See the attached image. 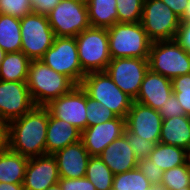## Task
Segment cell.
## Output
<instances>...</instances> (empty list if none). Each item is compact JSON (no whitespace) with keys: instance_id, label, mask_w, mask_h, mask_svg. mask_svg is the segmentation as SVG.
Instances as JSON below:
<instances>
[{"instance_id":"30","label":"cell","mask_w":190,"mask_h":190,"mask_svg":"<svg viewBox=\"0 0 190 190\" xmlns=\"http://www.w3.org/2000/svg\"><path fill=\"white\" fill-rule=\"evenodd\" d=\"M144 0H116L118 23L141 22Z\"/></svg>"},{"instance_id":"42","label":"cell","mask_w":190,"mask_h":190,"mask_svg":"<svg viewBox=\"0 0 190 190\" xmlns=\"http://www.w3.org/2000/svg\"><path fill=\"white\" fill-rule=\"evenodd\" d=\"M0 190H24V188L22 184L0 182Z\"/></svg>"},{"instance_id":"32","label":"cell","mask_w":190,"mask_h":190,"mask_svg":"<svg viewBox=\"0 0 190 190\" xmlns=\"http://www.w3.org/2000/svg\"><path fill=\"white\" fill-rule=\"evenodd\" d=\"M173 93L185 115L190 116V73L172 79Z\"/></svg>"},{"instance_id":"5","label":"cell","mask_w":190,"mask_h":190,"mask_svg":"<svg viewBox=\"0 0 190 190\" xmlns=\"http://www.w3.org/2000/svg\"><path fill=\"white\" fill-rule=\"evenodd\" d=\"M75 39L83 72H104L111 60L108 30L90 26Z\"/></svg>"},{"instance_id":"48","label":"cell","mask_w":190,"mask_h":190,"mask_svg":"<svg viewBox=\"0 0 190 190\" xmlns=\"http://www.w3.org/2000/svg\"><path fill=\"white\" fill-rule=\"evenodd\" d=\"M187 160H188L189 165H190V149L187 151Z\"/></svg>"},{"instance_id":"10","label":"cell","mask_w":190,"mask_h":190,"mask_svg":"<svg viewBox=\"0 0 190 190\" xmlns=\"http://www.w3.org/2000/svg\"><path fill=\"white\" fill-rule=\"evenodd\" d=\"M47 18L55 37H76L91 26L87 6L71 0H61Z\"/></svg>"},{"instance_id":"36","label":"cell","mask_w":190,"mask_h":190,"mask_svg":"<svg viewBox=\"0 0 190 190\" xmlns=\"http://www.w3.org/2000/svg\"><path fill=\"white\" fill-rule=\"evenodd\" d=\"M158 111L163 120L185 115V112L180 103L177 101L174 93L170 95L166 103L162 105L161 109H159Z\"/></svg>"},{"instance_id":"4","label":"cell","mask_w":190,"mask_h":190,"mask_svg":"<svg viewBox=\"0 0 190 190\" xmlns=\"http://www.w3.org/2000/svg\"><path fill=\"white\" fill-rule=\"evenodd\" d=\"M80 86L88 97L106 106L118 117L126 119L134 100L125 94L105 71L86 74Z\"/></svg>"},{"instance_id":"41","label":"cell","mask_w":190,"mask_h":190,"mask_svg":"<svg viewBox=\"0 0 190 190\" xmlns=\"http://www.w3.org/2000/svg\"><path fill=\"white\" fill-rule=\"evenodd\" d=\"M8 148V123L0 121V153Z\"/></svg>"},{"instance_id":"21","label":"cell","mask_w":190,"mask_h":190,"mask_svg":"<svg viewBox=\"0 0 190 190\" xmlns=\"http://www.w3.org/2000/svg\"><path fill=\"white\" fill-rule=\"evenodd\" d=\"M159 142L182 147L188 151L190 149V116L164 119Z\"/></svg>"},{"instance_id":"39","label":"cell","mask_w":190,"mask_h":190,"mask_svg":"<svg viewBox=\"0 0 190 190\" xmlns=\"http://www.w3.org/2000/svg\"><path fill=\"white\" fill-rule=\"evenodd\" d=\"M61 0H31L33 13L47 15L49 14Z\"/></svg>"},{"instance_id":"2","label":"cell","mask_w":190,"mask_h":190,"mask_svg":"<svg viewBox=\"0 0 190 190\" xmlns=\"http://www.w3.org/2000/svg\"><path fill=\"white\" fill-rule=\"evenodd\" d=\"M27 86L35 105L46 106L53 99L69 93L76 84L41 60H31Z\"/></svg>"},{"instance_id":"47","label":"cell","mask_w":190,"mask_h":190,"mask_svg":"<svg viewBox=\"0 0 190 190\" xmlns=\"http://www.w3.org/2000/svg\"><path fill=\"white\" fill-rule=\"evenodd\" d=\"M71 1H74V2H77L80 4H84V5H87V3L89 2V0H71Z\"/></svg>"},{"instance_id":"27","label":"cell","mask_w":190,"mask_h":190,"mask_svg":"<svg viewBox=\"0 0 190 190\" xmlns=\"http://www.w3.org/2000/svg\"><path fill=\"white\" fill-rule=\"evenodd\" d=\"M85 177L92 182L96 190H112L114 174L99 156L90 157Z\"/></svg>"},{"instance_id":"8","label":"cell","mask_w":190,"mask_h":190,"mask_svg":"<svg viewBox=\"0 0 190 190\" xmlns=\"http://www.w3.org/2000/svg\"><path fill=\"white\" fill-rule=\"evenodd\" d=\"M152 42L173 40L180 18L161 0H144L141 22Z\"/></svg>"},{"instance_id":"18","label":"cell","mask_w":190,"mask_h":190,"mask_svg":"<svg viewBox=\"0 0 190 190\" xmlns=\"http://www.w3.org/2000/svg\"><path fill=\"white\" fill-rule=\"evenodd\" d=\"M53 156L57 162L60 178L74 179L85 177L91 156L81 140L58 150Z\"/></svg>"},{"instance_id":"26","label":"cell","mask_w":190,"mask_h":190,"mask_svg":"<svg viewBox=\"0 0 190 190\" xmlns=\"http://www.w3.org/2000/svg\"><path fill=\"white\" fill-rule=\"evenodd\" d=\"M20 19L0 14V47L6 52L21 51Z\"/></svg>"},{"instance_id":"28","label":"cell","mask_w":190,"mask_h":190,"mask_svg":"<svg viewBox=\"0 0 190 190\" xmlns=\"http://www.w3.org/2000/svg\"><path fill=\"white\" fill-rule=\"evenodd\" d=\"M151 183L138 167L114 175L112 190H148Z\"/></svg>"},{"instance_id":"19","label":"cell","mask_w":190,"mask_h":190,"mask_svg":"<svg viewBox=\"0 0 190 190\" xmlns=\"http://www.w3.org/2000/svg\"><path fill=\"white\" fill-rule=\"evenodd\" d=\"M99 157L114 175L128 172L138 165V159L125 134L109 144Z\"/></svg>"},{"instance_id":"35","label":"cell","mask_w":190,"mask_h":190,"mask_svg":"<svg viewBox=\"0 0 190 190\" xmlns=\"http://www.w3.org/2000/svg\"><path fill=\"white\" fill-rule=\"evenodd\" d=\"M137 167L145 175L152 186H161L163 170L155 165L150 159L145 158L138 161Z\"/></svg>"},{"instance_id":"14","label":"cell","mask_w":190,"mask_h":190,"mask_svg":"<svg viewBox=\"0 0 190 190\" xmlns=\"http://www.w3.org/2000/svg\"><path fill=\"white\" fill-rule=\"evenodd\" d=\"M126 128L139 137L159 143L162 117L159 111L133 101L126 117Z\"/></svg>"},{"instance_id":"40","label":"cell","mask_w":190,"mask_h":190,"mask_svg":"<svg viewBox=\"0 0 190 190\" xmlns=\"http://www.w3.org/2000/svg\"><path fill=\"white\" fill-rule=\"evenodd\" d=\"M179 17L181 18L186 10L189 0H161Z\"/></svg>"},{"instance_id":"20","label":"cell","mask_w":190,"mask_h":190,"mask_svg":"<svg viewBox=\"0 0 190 190\" xmlns=\"http://www.w3.org/2000/svg\"><path fill=\"white\" fill-rule=\"evenodd\" d=\"M81 140V131L70 123L52 117L49 121L46 134V154L53 155L58 150Z\"/></svg>"},{"instance_id":"29","label":"cell","mask_w":190,"mask_h":190,"mask_svg":"<svg viewBox=\"0 0 190 190\" xmlns=\"http://www.w3.org/2000/svg\"><path fill=\"white\" fill-rule=\"evenodd\" d=\"M161 186L166 190H178L190 186V165L188 160L180 166L164 171Z\"/></svg>"},{"instance_id":"25","label":"cell","mask_w":190,"mask_h":190,"mask_svg":"<svg viewBox=\"0 0 190 190\" xmlns=\"http://www.w3.org/2000/svg\"><path fill=\"white\" fill-rule=\"evenodd\" d=\"M148 159L164 172L173 167L183 165L187 161V151L182 147L159 142L149 154Z\"/></svg>"},{"instance_id":"49","label":"cell","mask_w":190,"mask_h":190,"mask_svg":"<svg viewBox=\"0 0 190 190\" xmlns=\"http://www.w3.org/2000/svg\"><path fill=\"white\" fill-rule=\"evenodd\" d=\"M178 190H190V186L189 187H183V188L178 189Z\"/></svg>"},{"instance_id":"24","label":"cell","mask_w":190,"mask_h":190,"mask_svg":"<svg viewBox=\"0 0 190 190\" xmlns=\"http://www.w3.org/2000/svg\"><path fill=\"white\" fill-rule=\"evenodd\" d=\"M86 6L92 27L108 29L118 23L116 0H89Z\"/></svg>"},{"instance_id":"15","label":"cell","mask_w":190,"mask_h":190,"mask_svg":"<svg viewBox=\"0 0 190 190\" xmlns=\"http://www.w3.org/2000/svg\"><path fill=\"white\" fill-rule=\"evenodd\" d=\"M125 128V118L117 116L104 123L87 127L81 132V141L90 156H99L109 144L124 134Z\"/></svg>"},{"instance_id":"37","label":"cell","mask_w":190,"mask_h":190,"mask_svg":"<svg viewBox=\"0 0 190 190\" xmlns=\"http://www.w3.org/2000/svg\"><path fill=\"white\" fill-rule=\"evenodd\" d=\"M58 183L62 190H96L92 182L86 177L81 178H60Z\"/></svg>"},{"instance_id":"46","label":"cell","mask_w":190,"mask_h":190,"mask_svg":"<svg viewBox=\"0 0 190 190\" xmlns=\"http://www.w3.org/2000/svg\"><path fill=\"white\" fill-rule=\"evenodd\" d=\"M148 190H166V189L162 186H152Z\"/></svg>"},{"instance_id":"11","label":"cell","mask_w":190,"mask_h":190,"mask_svg":"<svg viewBox=\"0 0 190 190\" xmlns=\"http://www.w3.org/2000/svg\"><path fill=\"white\" fill-rule=\"evenodd\" d=\"M148 70V58H117L110 60L105 72L125 94L135 100Z\"/></svg>"},{"instance_id":"7","label":"cell","mask_w":190,"mask_h":190,"mask_svg":"<svg viewBox=\"0 0 190 190\" xmlns=\"http://www.w3.org/2000/svg\"><path fill=\"white\" fill-rule=\"evenodd\" d=\"M21 51L30 60H40L52 46L55 35L47 15L31 13L20 19Z\"/></svg>"},{"instance_id":"22","label":"cell","mask_w":190,"mask_h":190,"mask_svg":"<svg viewBox=\"0 0 190 190\" xmlns=\"http://www.w3.org/2000/svg\"><path fill=\"white\" fill-rule=\"evenodd\" d=\"M29 158L7 148L0 153V182L23 184Z\"/></svg>"},{"instance_id":"38","label":"cell","mask_w":190,"mask_h":190,"mask_svg":"<svg viewBox=\"0 0 190 190\" xmlns=\"http://www.w3.org/2000/svg\"><path fill=\"white\" fill-rule=\"evenodd\" d=\"M174 40L190 53V22H180Z\"/></svg>"},{"instance_id":"13","label":"cell","mask_w":190,"mask_h":190,"mask_svg":"<svg viewBox=\"0 0 190 190\" xmlns=\"http://www.w3.org/2000/svg\"><path fill=\"white\" fill-rule=\"evenodd\" d=\"M35 106L27 82L0 80V121L9 123Z\"/></svg>"},{"instance_id":"3","label":"cell","mask_w":190,"mask_h":190,"mask_svg":"<svg viewBox=\"0 0 190 190\" xmlns=\"http://www.w3.org/2000/svg\"><path fill=\"white\" fill-rule=\"evenodd\" d=\"M107 30L111 59L148 58L152 41L140 22L116 23Z\"/></svg>"},{"instance_id":"9","label":"cell","mask_w":190,"mask_h":190,"mask_svg":"<svg viewBox=\"0 0 190 190\" xmlns=\"http://www.w3.org/2000/svg\"><path fill=\"white\" fill-rule=\"evenodd\" d=\"M57 73L80 85L86 75L81 67L75 37H55L52 46L40 59Z\"/></svg>"},{"instance_id":"44","label":"cell","mask_w":190,"mask_h":190,"mask_svg":"<svg viewBox=\"0 0 190 190\" xmlns=\"http://www.w3.org/2000/svg\"><path fill=\"white\" fill-rule=\"evenodd\" d=\"M45 190H62V188H61L60 184L57 183V184H54V185L46 188Z\"/></svg>"},{"instance_id":"12","label":"cell","mask_w":190,"mask_h":190,"mask_svg":"<svg viewBox=\"0 0 190 190\" xmlns=\"http://www.w3.org/2000/svg\"><path fill=\"white\" fill-rule=\"evenodd\" d=\"M50 115L62 119L81 132L87 128L86 92L76 85L69 93L53 99L45 106Z\"/></svg>"},{"instance_id":"31","label":"cell","mask_w":190,"mask_h":190,"mask_svg":"<svg viewBox=\"0 0 190 190\" xmlns=\"http://www.w3.org/2000/svg\"><path fill=\"white\" fill-rule=\"evenodd\" d=\"M87 127L104 123L117 117V115L104 105L91 99L86 94Z\"/></svg>"},{"instance_id":"34","label":"cell","mask_w":190,"mask_h":190,"mask_svg":"<svg viewBox=\"0 0 190 190\" xmlns=\"http://www.w3.org/2000/svg\"><path fill=\"white\" fill-rule=\"evenodd\" d=\"M124 134L128 139V144L131 146L132 151L135 153L138 161L149 157V154L153 151L155 143L139 137L138 135L131 133L125 128Z\"/></svg>"},{"instance_id":"6","label":"cell","mask_w":190,"mask_h":190,"mask_svg":"<svg viewBox=\"0 0 190 190\" xmlns=\"http://www.w3.org/2000/svg\"><path fill=\"white\" fill-rule=\"evenodd\" d=\"M148 64L151 71L172 80L190 73V53L174 39L152 42Z\"/></svg>"},{"instance_id":"33","label":"cell","mask_w":190,"mask_h":190,"mask_svg":"<svg viewBox=\"0 0 190 190\" xmlns=\"http://www.w3.org/2000/svg\"><path fill=\"white\" fill-rule=\"evenodd\" d=\"M33 13L31 0H0V14L23 18Z\"/></svg>"},{"instance_id":"43","label":"cell","mask_w":190,"mask_h":190,"mask_svg":"<svg viewBox=\"0 0 190 190\" xmlns=\"http://www.w3.org/2000/svg\"><path fill=\"white\" fill-rule=\"evenodd\" d=\"M180 22H190V0L186 6L183 16L180 18Z\"/></svg>"},{"instance_id":"45","label":"cell","mask_w":190,"mask_h":190,"mask_svg":"<svg viewBox=\"0 0 190 190\" xmlns=\"http://www.w3.org/2000/svg\"><path fill=\"white\" fill-rule=\"evenodd\" d=\"M6 52L0 47V64L4 59Z\"/></svg>"},{"instance_id":"16","label":"cell","mask_w":190,"mask_h":190,"mask_svg":"<svg viewBox=\"0 0 190 190\" xmlns=\"http://www.w3.org/2000/svg\"><path fill=\"white\" fill-rule=\"evenodd\" d=\"M59 173L56 159L51 154L29 158L23 180L24 190H45L57 184Z\"/></svg>"},{"instance_id":"23","label":"cell","mask_w":190,"mask_h":190,"mask_svg":"<svg viewBox=\"0 0 190 190\" xmlns=\"http://www.w3.org/2000/svg\"><path fill=\"white\" fill-rule=\"evenodd\" d=\"M30 62L22 51L6 53L0 64V80L27 82Z\"/></svg>"},{"instance_id":"1","label":"cell","mask_w":190,"mask_h":190,"mask_svg":"<svg viewBox=\"0 0 190 190\" xmlns=\"http://www.w3.org/2000/svg\"><path fill=\"white\" fill-rule=\"evenodd\" d=\"M49 111L35 106L22 117L8 123V148L27 158L46 154Z\"/></svg>"},{"instance_id":"17","label":"cell","mask_w":190,"mask_h":190,"mask_svg":"<svg viewBox=\"0 0 190 190\" xmlns=\"http://www.w3.org/2000/svg\"><path fill=\"white\" fill-rule=\"evenodd\" d=\"M172 93V80L149 69L144 76L139 93L134 101L158 111Z\"/></svg>"}]
</instances>
